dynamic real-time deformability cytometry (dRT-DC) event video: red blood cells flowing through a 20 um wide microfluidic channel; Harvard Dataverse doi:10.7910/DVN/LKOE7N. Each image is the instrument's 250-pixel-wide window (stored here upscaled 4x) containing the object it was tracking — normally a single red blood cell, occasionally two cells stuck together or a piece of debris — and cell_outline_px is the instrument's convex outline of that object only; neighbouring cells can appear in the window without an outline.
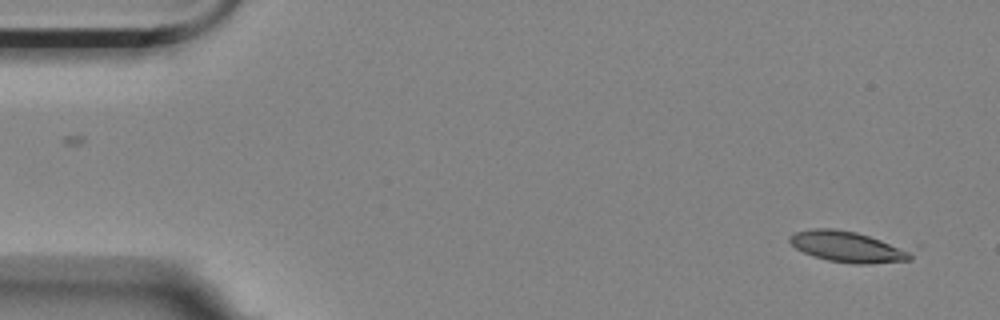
{"species": "Egyptian fruit bat (a non-hibernating species)", "species_latin": "Rousettus aegyptiacus", "temperature_condition": "room temperature", "stored_images_in_passage": 4, "camera_frame_rate_fps": 3000, "um_per_image_px": 0.085, "animal": {"sex": "female"}, "frame": {"image": 1, "passage_image": 1, "time_ms": 0.0, "image_size_px": [1000, 320], "cell_outline_px": [[920, 244], [912, 260], [868, 264], [856, 264], [828, 260], [804, 252], [796, 248], [788, 240], [788, 236], [796, 232], [812, 228], [836, 228]], "centroid_in_image_um": [72.43, 20.94], "position_along_channel_um": 12.6, "area_um2": 23.81}}